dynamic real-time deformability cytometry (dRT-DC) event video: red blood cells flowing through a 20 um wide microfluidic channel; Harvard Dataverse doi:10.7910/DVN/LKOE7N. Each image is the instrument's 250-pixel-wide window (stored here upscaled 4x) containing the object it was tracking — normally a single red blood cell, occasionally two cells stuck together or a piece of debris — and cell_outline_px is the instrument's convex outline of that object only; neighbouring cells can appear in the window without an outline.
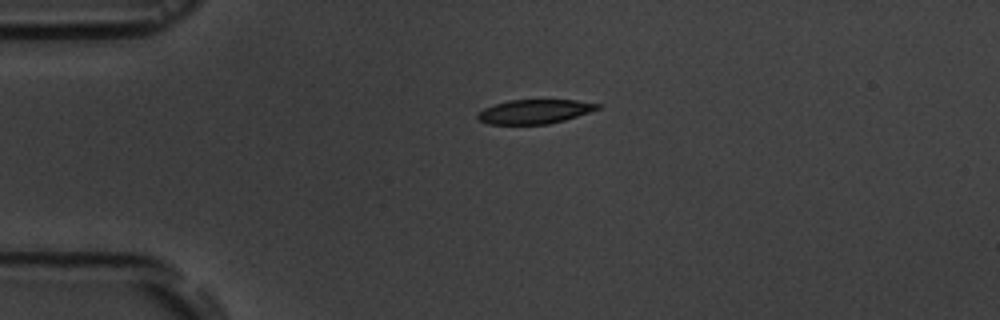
{"species": "common noctule bat (a hibernating species)", "species_latin": "Nyctalus noctula", "temperature_condition": "room temperature", "stored_images_in_passage": 2, "camera_frame_rate_fps": 3000, "um_per_image_px": 0.085, "animal": {"sex": "male", "body_mass_g": 19.5, "forearm_length_mm": 54.6}, "frame": {"image": 1, "passage_image": 1, "time_ms": 0.0, "image_size_px": [1000, 320], "cell_outline_px": [[600, 108], [564, 120], [548, 124], [488, 124], [480, 120], [476, 116], [484, 108], [508, 100], [576, 100], [600, 104]], "centroid_in_image_um": [45.43, 9.48], "position_along_channel_um": 39.6, "area_um2": 16.65}}